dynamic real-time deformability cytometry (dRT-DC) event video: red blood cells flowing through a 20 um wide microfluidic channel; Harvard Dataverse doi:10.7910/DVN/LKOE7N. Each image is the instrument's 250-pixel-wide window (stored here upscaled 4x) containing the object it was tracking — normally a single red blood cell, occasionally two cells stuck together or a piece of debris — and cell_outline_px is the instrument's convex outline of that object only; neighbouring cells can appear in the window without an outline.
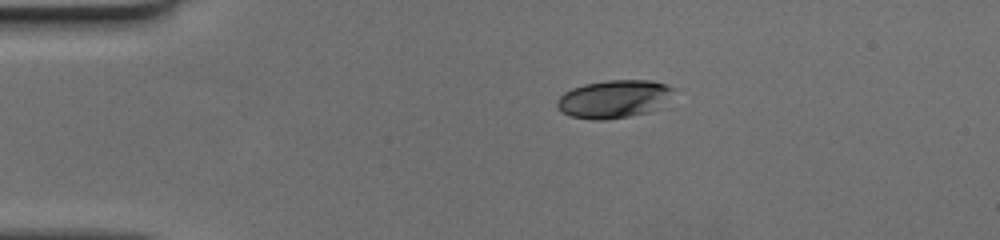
{"species": "human", "species_latin": "Homo sapiens", "temperature_condition": "cold", "stored_images_in_passage": 43, "camera_frame_rate_fps": 3000, "um_per_image_px": 0.085, "donor": {"sex": "female"}, "frame": {"image": 1, "passage_image": 1, "time_ms": 0.0, "image_size_px": [1000, 240], "cell_outline_px": [[672, 88], [648, 112], [628, 116], [604, 120], [592, 120], [572, 116], [560, 112], [556, 108], [556, 100], [564, 92], [572, 88], [584, 84], [608, 80], [652, 80], [664, 84]], "centroid_in_image_um": [51.97, 8.41], "position_along_channel_um": 33.0, "area_um2": 24.85}}
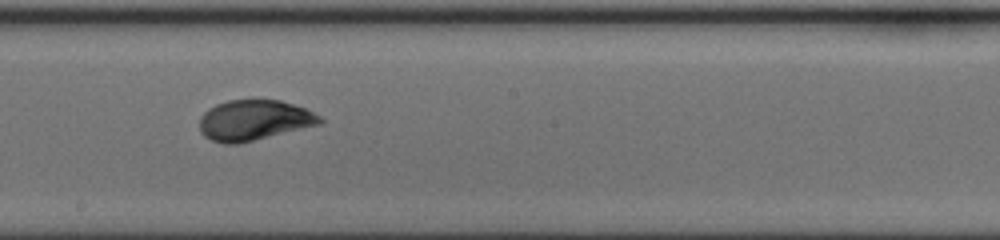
{"frame": {"image": 2, "passage_image": 20, "time_ms": 6.333, "image_size_px": [1000, 240], "cell_outline_px": [[324, 120], [320, 124], [236, 144], [224, 144], [212, 140], [204, 136], [200, 132], [200, 116], [208, 108], [216, 104], [228, 100], [280, 100], [304, 108], [320, 116]], "centroid_in_image_um": [21.56, 10.21], "position_along_channel_um": 226.6, "area_um2": 28.09}}
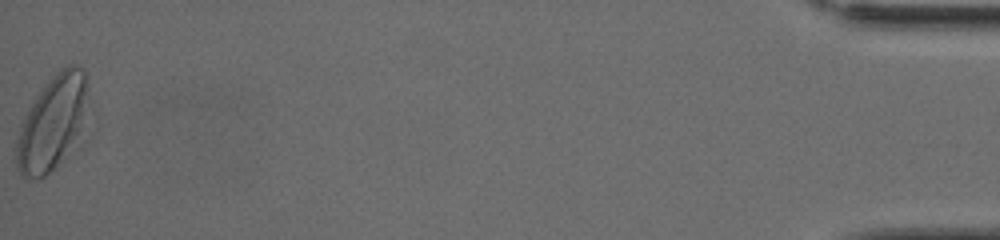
{"frame": {"image": 3, "passage_image": 43, "time_ms": 14.0, "image_size_px": [1000, 240], "cell_outline_px": [[84, 128], [60, 160], [44, 176], [20, 176], [16, 168], [16, 140], [20, 124], [32, 104], [40, 92], [68, 64], [76, 64], [84, 68]], "centroid_in_image_um": [4.39, 10.48], "position_along_channel_um": 430.8, "area_um2": 37.22}}